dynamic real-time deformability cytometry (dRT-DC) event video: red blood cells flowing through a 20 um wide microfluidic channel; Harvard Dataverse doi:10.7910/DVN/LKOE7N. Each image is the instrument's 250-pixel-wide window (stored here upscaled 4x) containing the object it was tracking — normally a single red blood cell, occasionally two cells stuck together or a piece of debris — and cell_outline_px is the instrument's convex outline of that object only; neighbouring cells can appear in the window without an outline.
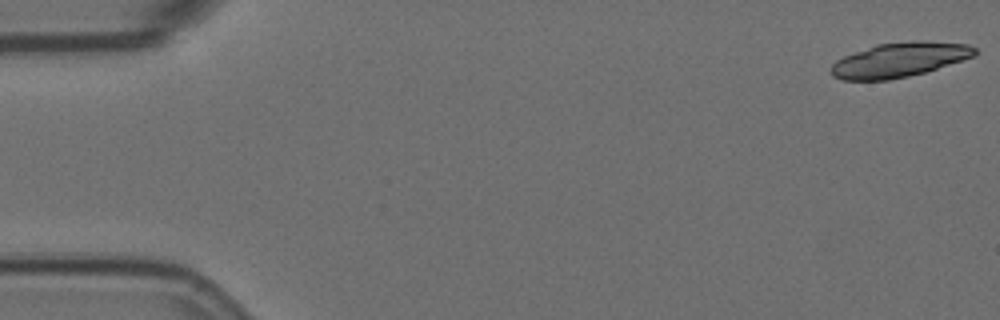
{"species": "Egyptian fruit bat (a non-hibernating species)", "species_latin": "Rousettus aegyptiacus", "temperature_condition": "room temperature", "stored_images_in_passage": 4, "camera_frame_rate_fps": 3000, "um_per_image_px": 0.085, "animal": {"sex": "female"}, "frame": {"image": 1, "passage_image": 1, "time_ms": 0.0, "image_size_px": [1000, 320], "cell_outline_px": [[980, 52], [976, 56], [924, 72], [908, 76], [888, 80], [840, 80], [832, 76], [828, 72], [828, 68], [836, 60], [844, 56], [876, 44], [912, 40], [920, 40], [968, 44], [976, 48]], "centroid_in_image_um": [76.44, 5.08], "position_along_channel_um": 8.6, "area_um2": 29.3}}